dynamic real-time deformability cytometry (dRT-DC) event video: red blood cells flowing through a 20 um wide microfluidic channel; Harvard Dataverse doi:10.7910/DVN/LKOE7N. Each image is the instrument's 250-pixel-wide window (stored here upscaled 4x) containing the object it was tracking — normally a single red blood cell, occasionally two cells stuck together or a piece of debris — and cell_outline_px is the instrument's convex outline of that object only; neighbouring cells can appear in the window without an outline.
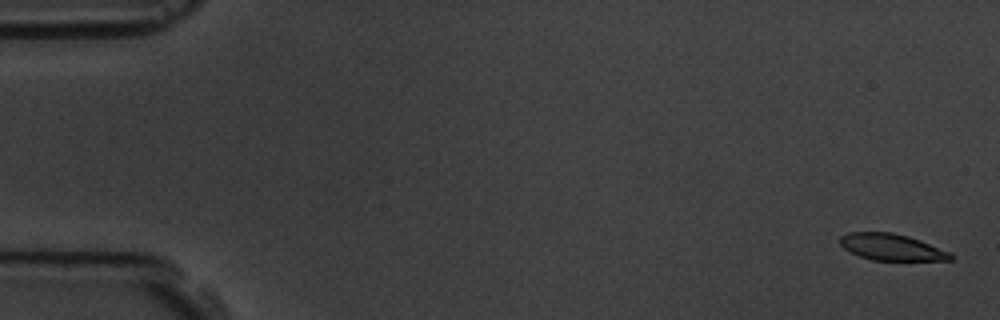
{"species": "common noctule bat (a hibernating species)", "species_latin": "Nyctalus noctula", "temperature_condition": "room temperature", "stored_images_in_passage": 11, "camera_frame_rate_fps": 3000, "um_per_image_px": 0.085, "animal": {"sex": "male", "body_mass_g": 19.5, "forearm_length_mm": 54.6}, "frame": {"image": 1, "passage_image": 1, "time_ms": 0.0, "image_size_px": [1000, 320], "cell_outline_px": [[956, 256], [952, 260], [872, 260], [860, 256], [844, 248], [840, 244], [840, 236], [848, 232], [892, 232], [908, 236], [920, 240], [952, 252]], "centroid_in_image_um": [75.83, 21.0], "position_along_channel_um": 9.2, "area_um2": 17.17}}
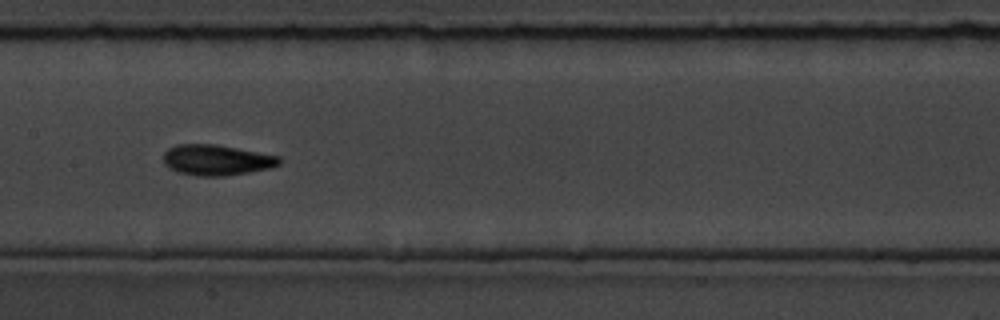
{"frame": {"image": 2, "passage_image": 8, "time_ms": 9.0, "image_size_px": [1000, 320], "cell_outline_px": [[280, 164], [272, 168], [224, 176], [196, 176], [176, 172], [168, 168], [164, 164], [164, 152], [168, 148], [176, 144], [216, 144], [280, 156]], "centroid_in_image_um": [18.38, 13.6], "position_along_channel_um": 189.0, "area_um2": 20.87}}
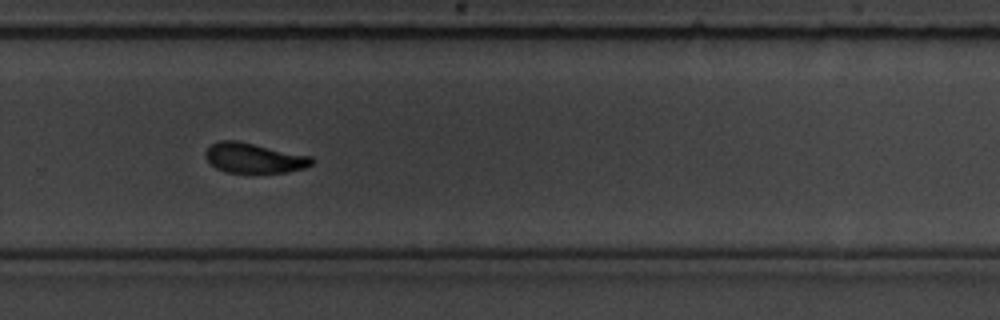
{"frame": {"image": 3, "passage_image": 11, "time_ms": 12.333, "image_size_px": [1000, 320], "cell_outline_px": [[312, 164], [304, 168], [288, 172], [224, 172], [216, 168], [204, 156], [204, 152], [212, 144], [220, 140], [236, 140], [312, 156]], "centroid_in_image_um": [21.57, 13.42], "position_along_channel_um": 308.2, "area_um2": 18.44}}